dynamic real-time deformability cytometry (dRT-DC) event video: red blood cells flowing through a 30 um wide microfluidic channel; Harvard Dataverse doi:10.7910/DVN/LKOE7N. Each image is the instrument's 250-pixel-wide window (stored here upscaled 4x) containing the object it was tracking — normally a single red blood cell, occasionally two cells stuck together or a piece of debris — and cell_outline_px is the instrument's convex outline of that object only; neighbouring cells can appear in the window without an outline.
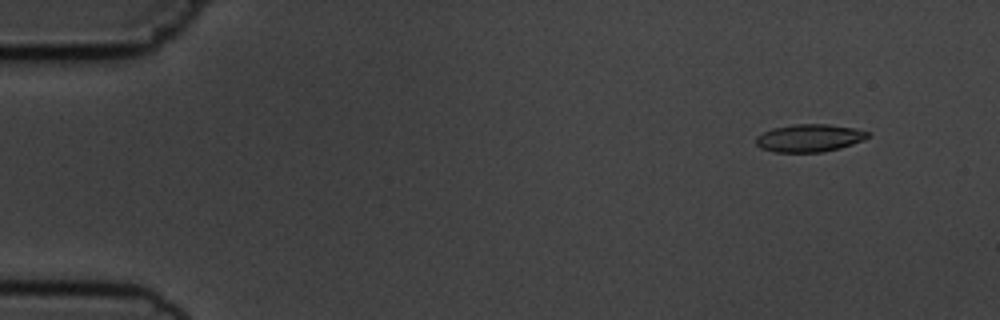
{"species": "common noctule bat (a hibernating species)", "species_latin": "Nyctalus noctula", "temperature_condition": "cold", "stored_images_in_passage": 5, "camera_frame_rate_fps": 3000, "um_per_image_px": 0.085, "animal": {"sex": "male", "body_mass_g": 19.5, "forearm_length_mm": 54.6}, "frame": {"image": 1, "passage_image": 2, "time_ms": 1.0, "image_size_px": [1000, 320], "cell_outline_px": [[868, 136], [864, 140], [840, 148], [824, 152], [776, 152], [760, 148], [756, 144], [756, 136], [772, 128], [792, 124], [828, 124], [856, 128], [868, 132]], "centroid_in_image_um": [68.78, 11.73], "position_along_channel_um": 16.2, "area_um2": 18.09}}
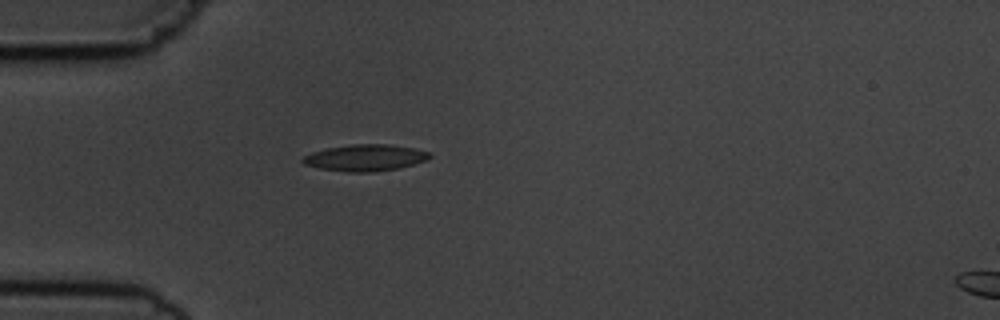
{"frame": {"image": 2, "passage_image": 5, "time_ms": 4.667, "image_size_px": [1000, 320], "cell_outline_px": [[432, 156], [428, 160], [400, 168], [372, 172], [348, 172], [320, 168], [304, 164], [300, 160], [304, 156], [312, 152], [328, 148], [352, 144], [388, 144], [412, 148], [428, 152]], "centroid_in_image_um": [31.05, 13.41], "position_along_channel_um": 53.9, "area_um2": 19.54}}